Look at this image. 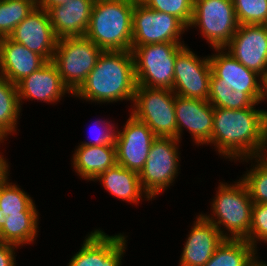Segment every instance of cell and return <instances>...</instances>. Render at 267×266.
<instances>
[{"label":"cell","instance_id":"6da1fadb","mask_svg":"<svg viewBox=\"0 0 267 266\" xmlns=\"http://www.w3.org/2000/svg\"><path fill=\"white\" fill-rule=\"evenodd\" d=\"M256 105L232 110L214 108L211 145L221 157L235 160L259 156L267 128V111Z\"/></svg>","mask_w":267,"mask_h":266},{"label":"cell","instance_id":"7a4b0ae2","mask_svg":"<svg viewBox=\"0 0 267 266\" xmlns=\"http://www.w3.org/2000/svg\"><path fill=\"white\" fill-rule=\"evenodd\" d=\"M137 81L131 51H103L84 83L72 95L93 103L133 102Z\"/></svg>","mask_w":267,"mask_h":266},{"label":"cell","instance_id":"3957f363","mask_svg":"<svg viewBox=\"0 0 267 266\" xmlns=\"http://www.w3.org/2000/svg\"><path fill=\"white\" fill-rule=\"evenodd\" d=\"M138 0H95L85 37L103 51H131Z\"/></svg>","mask_w":267,"mask_h":266},{"label":"cell","instance_id":"277c9868","mask_svg":"<svg viewBox=\"0 0 267 266\" xmlns=\"http://www.w3.org/2000/svg\"><path fill=\"white\" fill-rule=\"evenodd\" d=\"M234 183L220 182L211 202L212 214L202 215L226 239H245L251 227L253 201L241 178Z\"/></svg>","mask_w":267,"mask_h":266},{"label":"cell","instance_id":"5b68a950","mask_svg":"<svg viewBox=\"0 0 267 266\" xmlns=\"http://www.w3.org/2000/svg\"><path fill=\"white\" fill-rule=\"evenodd\" d=\"M184 43L132 45L137 85L172 90L177 55Z\"/></svg>","mask_w":267,"mask_h":266},{"label":"cell","instance_id":"8992f818","mask_svg":"<svg viewBox=\"0 0 267 266\" xmlns=\"http://www.w3.org/2000/svg\"><path fill=\"white\" fill-rule=\"evenodd\" d=\"M102 52V49L85 36L57 39L52 61L72 94L84 83Z\"/></svg>","mask_w":267,"mask_h":266},{"label":"cell","instance_id":"52a82bcc","mask_svg":"<svg viewBox=\"0 0 267 266\" xmlns=\"http://www.w3.org/2000/svg\"><path fill=\"white\" fill-rule=\"evenodd\" d=\"M175 96L169 89L137 85L130 113L144 122L156 137L177 139Z\"/></svg>","mask_w":267,"mask_h":266},{"label":"cell","instance_id":"ba28073f","mask_svg":"<svg viewBox=\"0 0 267 266\" xmlns=\"http://www.w3.org/2000/svg\"><path fill=\"white\" fill-rule=\"evenodd\" d=\"M180 140L171 137H156L149 150L148 158L139 173L141 186L154 200L173 185L180 169Z\"/></svg>","mask_w":267,"mask_h":266},{"label":"cell","instance_id":"9c48e42d","mask_svg":"<svg viewBox=\"0 0 267 266\" xmlns=\"http://www.w3.org/2000/svg\"><path fill=\"white\" fill-rule=\"evenodd\" d=\"M238 26L233 0H194L188 29L198 27L212 49L224 48Z\"/></svg>","mask_w":267,"mask_h":266},{"label":"cell","instance_id":"30bf717a","mask_svg":"<svg viewBox=\"0 0 267 266\" xmlns=\"http://www.w3.org/2000/svg\"><path fill=\"white\" fill-rule=\"evenodd\" d=\"M188 28L175 16L147 8L139 0L133 9L132 45L184 43Z\"/></svg>","mask_w":267,"mask_h":266},{"label":"cell","instance_id":"8fae6325","mask_svg":"<svg viewBox=\"0 0 267 266\" xmlns=\"http://www.w3.org/2000/svg\"><path fill=\"white\" fill-rule=\"evenodd\" d=\"M209 56L212 69L210 86L246 87V93L256 102L267 100V82L230 55L224 48H214Z\"/></svg>","mask_w":267,"mask_h":266},{"label":"cell","instance_id":"7c38bea8","mask_svg":"<svg viewBox=\"0 0 267 266\" xmlns=\"http://www.w3.org/2000/svg\"><path fill=\"white\" fill-rule=\"evenodd\" d=\"M211 75L209 55L202 58L186 46L175 59L172 91L177 96L208 101Z\"/></svg>","mask_w":267,"mask_h":266},{"label":"cell","instance_id":"4fadbf2b","mask_svg":"<svg viewBox=\"0 0 267 266\" xmlns=\"http://www.w3.org/2000/svg\"><path fill=\"white\" fill-rule=\"evenodd\" d=\"M224 49L267 82V25H239Z\"/></svg>","mask_w":267,"mask_h":266},{"label":"cell","instance_id":"5bb4252c","mask_svg":"<svg viewBox=\"0 0 267 266\" xmlns=\"http://www.w3.org/2000/svg\"><path fill=\"white\" fill-rule=\"evenodd\" d=\"M123 126V131L117 130L115 134L117 164L140 173L156 136L144 122L131 113Z\"/></svg>","mask_w":267,"mask_h":266},{"label":"cell","instance_id":"9a60e30c","mask_svg":"<svg viewBox=\"0 0 267 266\" xmlns=\"http://www.w3.org/2000/svg\"><path fill=\"white\" fill-rule=\"evenodd\" d=\"M127 237L124 233L110 236L100 228L94 229L85 237L67 266H121Z\"/></svg>","mask_w":267,"mask_h":266},{"label":"cell","instance_id":"2e32d148","mask_svg":"<svg viewBox=\"0 0 267 266\" xmlns=\"http://www.w3.org/2000/svg\"><path fill=\"white\" fill-rule=\"evenodd\" d=\"M175 113L178 140L186 128L196 145L211 144L214 107L208 101L176 95Z\"/></svg>","mask_w":267,"mask_h":266},{"label":"cell","instance_id":"e0dca14e","mask_svg":"<svg viewBox=\"0 0 267 266\" xmlns=\"http://www.w3.org/2000/svg\"><path fill=\"white\" fill-rule=\"evenodd\" d=\"M9 38L41 55L46 61L53 60L58 38L45 9L37 6L15 27Z\"/></svg>","mask_w":267,"mask_h":266},{"label":"cell","instance_id":"ac0fdd59","mask_svg":"<svg viewBox=\"0 0 267 266\" xmlns=\"http://www.w3.org/2000/svg\"><path fill=\"white\" fill-rule=\"evenodd\" d=\"M16 86L21 107L24 99L54 104L62 100L65 94L73 95L62 81L53 61H47L38 70L19 81Z\"/></svg>","mask_w":267,"mask_h":266},{"label":"cell","instance_id":"d6986e66","mask_svg":"<svg viewBox=\"0 0 267 266\" xmlns=\"http://www.w3.org/2000/svg\"><path fill=\"white\" fill-rule=\"evenodd\" d=\"M187 235L179 266H204L226 239L202 214L196 216Z\"/></svg>","mask_w":267,"mask_h":266},{"label":"cell","instance_id":"ffe728a7","mask_svg":"<svg viewBox=\"0 0 267 266\" xmlns=\"http://www.w3.org/2000/svg\"><path fill=\"white\" fill-rule=\"evenodd\" d=\"M95 0H70L47 12L57 38L85 36Z\"/></svg>","mask_w":267,"mask_h":266},{"label":"cell","instance_id":"44dd1931","mask_svg":"<svg viewBox=\"0 0 267 266\" xmlns=\"http://www.w3.org/2000/svg\"><path fill=\"white\" fill-rule=\"evenodd\" d=\"M47 61L24 45L4 37L2 43L0 74L13 84L42 67Z\"/></svg>","mask_w":267,"mask_h":266},{"label":"cell","instance_id":"7402d4cb","mask_svg":"<svg viewBox=\"0 0 267 266\" xmlns=\"http://www.w3.org/2000/svg\"><path fill=\"white\" fill-rule=\"evenodd\" d=\"M71 161L72 167H74L75 173L80 176V179L94 181L117 164L116 146L78 145Z\"/></svg>","mask_w":267,"mask_h":266},{"label":"cell","instance_id":"603a6c76","mask_svg":"<svg viewBox=\"0 0 267 266\" xmlns=\"http://www.w3.org/2000/svg\"><path fill=\"white\" fill-rule=\"evenodd\" d=\"M95 181H100L105 190L118 198V200L120 199L130 204H138L142 198H146L144 200L147 201L151 200L141 186L139 173L126 169L119 164L109 168L97 177Z\"/></svg>","mask_w":267,"mask_h":266},{"label":"cell","instance_id":"cb8c5ba5","mask_svg":"<svg viewBox=\"0 0 267 266\" xmlns=\"http://www.w3.org/2000/svg\"><path fill=\"white\" fill-rule=\"evenodd\" d=\"M39 212H21L3 219L0 241L17 247L33 243L38 237Z\"/></svg>","mask_w":267,"mask_h":266},{"label":"cell","instance_id":"d4e9b609","mask_svg":"<svg viewBox=\"0 0 267 266\" xmlns=\"http://www.w3.org/2000/svg\"><path fill=\"white\" fill-rule=\"evenodd\" d=\"M257 252L246 239H225L204 266H253Z\"/></svg>","mask_w":267,"mask_h":266},{"label":"cell","instance_id":"484cf974","mask_svg":"<svg viewBox=\"0 0 267 266\" xmlns=\"http://www.w3.org/2000/svg\"><path fill=\"white\" fill-rule=\"evenodd\" d=\"M21 109L17 86L0 74V138L17 132Z\"/></svg>","mask_w":267,"mask_h":266},{"label":"cell","instance_id":"4316f807","mask_svg":"<svg viewBox=\"0 0 267 266\" xmlns=\"http://www.w3.org/2000/svg\"><path fill=\"white\" fill-rule=\"evenodd\" d=\"M8 179L0 183V210L4 218L21 212H38L31 196Z\"/></svg>","mask_w":267,"mask_h":266},{"label":"cell","instance_id":"83f0119b","mask_svg":"<svg viewBox=\"0 0 267 266\" xmlns=\"http://www.w3.org/2000/svg\"><path fill=\"white\" fill-rule=\"evenodd\" d=\"M208 102L214 108L239 110L260 103H256L247 93L246 87L210 86Z\"/></svg>","mask_w":267,"mask_h":266},{"label":"cell","instance_id":"f1b7e54d","mask_svg":"<svg viewBox=\"0 0 267 266\" xmlns=\"http://www.w3.org/2000/svg\"><path fill=\"white\" fill-rule=\"evenodd\" d=\"M36 7L37 0H0V35L9 37Z\"/></svg>","mask_w":267,"mask_h":266},{"label":"cell","instance_id":"f546056e","mask_svg":"<svg viewBox=\"0 0 267 266\" xmlns=\"http://www.w3.org/2000/svg\"><path fill=\"white\" fill-rule=\"evenodd\" d=\"M255 162L253 163L252 161ZM241 162H249L252 168L247 169L246 173L240 177L250 194L253 203L267 204V163H265L259 156L252 158L241 159Z\"/></svg>","mask_w":267,"mask_h":266},{"label":"cell","instance_id":"4dcf8cb0","mask_svg":"<svg viewBox=\"0 0 267 266\" xmlns=\"http://www.w3.org/2000/svg\"><path fill=\"white\" fill-rule=\"evenodd\" d=\"M239 25H267V0H233Z\"/></svg>","mask_w":267,"mask_h":266},{"label":"cell","instance_id":"1f68e13d","mask_svg":"<svg viewBox=\"0 0 267 266\" xmlns=\"http://www.w3.org/2000/svg\"><path fill=\"white\" fill-rule=\"evenodd\" d=\"M147 8L178 18L187 28L193 18L194 0H139Z\"/></svg>","mask_w":267,"mask_h":266},{"label":"cell","instance_id":"d6a6232c","mask_svg":"<svg viewBox=\"0 0 267 266\" xmlns=\"http://www.w3.org/2000/svg\"><path fill=\"white\" fill-rule=\"evenodd\" d=\"M245 239L255 249L258 248L257 243L267 240V204L253 203L251 227Z\"/></svg>","mask_w":267,"mask_h":266},{"label":"cell","instance_id":"836d02e7","mask_svg":"<svg viewBox=\"0 0 267 266\" xmlns=\"http://www.w3.org/2000/svg\"><path fill=\"white\" fill-rule=\"evenodd\" d=\"M100 121L99 122L96 121V123L94 122V124L96 127H99L100 123L103 124L104 126L102 127V129H104V130H101V127H99L100 129L95 127L96 129H99L98 130L99 134L97 133L96 129L94 128V130L96 132H94V130H92V131L98 135L93 136L92 140H89V141L87 140V141L81 142L79 145H84V146L115 145L114 141H115V134H116L117 126L115 127V124L113 125V123H110L111 121H107L105 119L103 121L100 119ZM114 128H116V129H114ZM91 134H92V132H91Z\"/></svg>","mask_w":267,"mask_h":266},{"label":"cell","instance_id":"e575fe53","mask_svg":"<svg viewBox=\"0 0 267 266\" xmlns=\"http://www.w3.org/2000/svg\"><path fill=\"white\" fill-rule=\"evenodd\" d=\"M17 246L0 241V266H16Z\"/></svg>","mask_w":267,"mask_h":266},{"label":"cell","instance_id":"d590c367","mask_svg":"<svg viewBox=\"0 0 267 266\" xmlns=\"http://www.w3.org/2000/svg\"><path fill=\"white\" fill-rule=\"evenodd\" d=\"M7 139L0 138V144L3 143ZM8 159H5L4 156L0 152V183L3 182L7 177H9V164L7 162Z\"/></svg>","mask_w":267,"mask_h":266},{"label":"cell","instance_id":"8d00e7d4","mask_svg":"<svg viewBox=\"0 0 267 266\" xmlns=\"http://www.w3.org/2000/svg\"><path fill=\"white\" fill-rule=\"evenodd\" d=\"M70 0H37V6L45 9L46 11L55 5H62L63 3H67Z\"/></svg>","mask_w":267,"mask_h":266},{"label":"cell","instance_id":"74e56055","mask_svg":"<svg viewBox=\"0 0 267 266\" xmlns=\"http://www.w3.org/2000/svg\"><path fill=\"white\" fill-rule=\"evenodd\" d=\"M259 157H260L265 163H267V128H266V130H265L263 148H262V151H261Z\"/></svg>","mask_w":267,"mask_h":266},{"label":"cell","instance_id":"f35d334b","mask_svg":"<svg viewBox=\"0 0 267 266\" xmlns=\"http://www.w3.org/2000/svg\"><path fill=\"white\" fill-rule=\"evenodd\" d=\"M253 266H267V263L265 261L257 259Z\"/></svg>","mask_w":267,"mask_h":266},{"label":"cell","instance_id":"ab89813d","mask_svg":"<svg viewBox=\"0 0 267 266\" xmlns=\"http://www.w3.org/2000/svg\"><path fill=\"white\" fill-rule=\"evenodd\" d=\"M4 37L0 35V62H1V52H2V43H3Z\"/></svg>","mask_w":267,"mask_h":266},{"label":"cell","instance_id":"60d3db41","mask_svg":"<svg viewBox=\"0 0 267 266\" xmlns=\"http://www.w3.org/2000/svg\"><path fill=\"white\" fill-rule=\"evenodd\" d=\"M3 219H4V215H3V213L0 210V229H1V224L3 222Z\"/></svg>","mask_w":267,"mask_h":266}]
</instances>
